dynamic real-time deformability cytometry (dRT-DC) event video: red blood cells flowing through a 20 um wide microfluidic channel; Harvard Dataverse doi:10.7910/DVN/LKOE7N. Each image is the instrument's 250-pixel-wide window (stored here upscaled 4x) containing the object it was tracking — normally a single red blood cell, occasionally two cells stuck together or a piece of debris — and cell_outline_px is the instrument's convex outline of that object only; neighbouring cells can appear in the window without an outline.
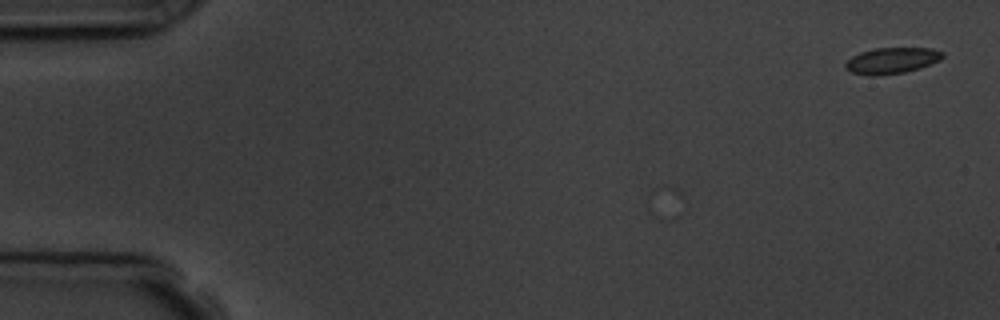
{"species": "common noctule bat (a hibernating species)", "species_latin": "Nyctalus noctula", "temperature_condition": "room temperature", "stored_images_in_passage": 3, "camera_frame_rate_fps": 3000, "um_per_image_px": 0.085, "animal": {"sex": "male", "body_mass_g": 19.5, "forearm_length_mm": 54.6}, "frame": {"image": 1, "passage_image": 3, "time_ms": 2.0, "image_size_px": [1000, 320], "cell_outline_px": [[944, 56], [940, 60], [920, 68], [904, 72], [876, 76], [868, 76], [852, 72], [844, 68], [844, 64], [852, 56], [860, 52], [876, 48], [932, 48], [944, 52]], "centroid_in_image_um": [75.8, 5.15], "position_along_channel_um": 9.2, "area_um2": 14.85}}